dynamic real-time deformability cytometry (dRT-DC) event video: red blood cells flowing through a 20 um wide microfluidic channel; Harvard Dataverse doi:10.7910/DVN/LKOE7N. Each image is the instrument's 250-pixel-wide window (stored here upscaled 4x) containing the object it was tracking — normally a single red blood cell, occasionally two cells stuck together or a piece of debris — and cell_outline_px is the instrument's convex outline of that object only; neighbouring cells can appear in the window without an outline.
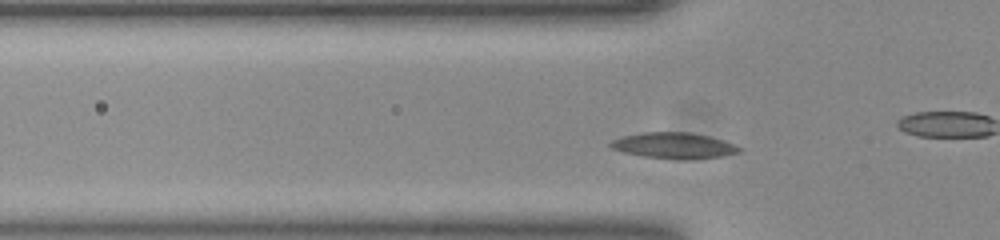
{"species": "common noctule bat (a hibernating species)", "species_latin": "Nyctalus noctula", "temperature_condition": "room temperature", "stored_images_in_passage": 34, "camera_frame_rate_fps": 3000, "um_per_image_px": 0.085, "animal": {"sex": "female", "body_mass_g": 23.0, "forearm_length_mm": 53.4}, "frame": {"image": 1, "passage_image": 6, "time_ms": 1.667, "image_size_px": [1000, 240], "cell_outline_px": [[740, 152], [724, 156], [684, 160], [680, 160], [644, 156], [624, 152], [612, 148], [608, 144], [612, 140], [624, 136], [644, 132], [692, 132], [724, 140], [740, 148]], "centroid_in_image_um": [57.29, 12.37], "position_along_channel_um": 68.5, "area_um2": 19.36}}
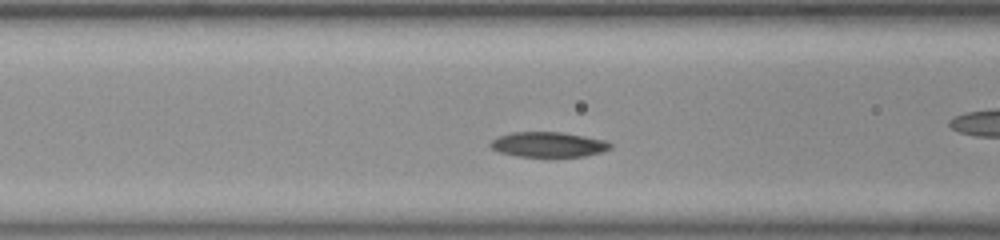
{"frame": {"image": 2, "passage_image": 10, "time_ms": 3.0, "image_size_px": [1000, 240], "cell_outline_px": [[612, 148], [600, 152], [584, 156], [516, 156], [500, 152], [492, 148], [488, 144], [496, 136], [512, 132], [560, 132], [608, 140], [612, 144]], "centroid_in_image_um": [46.6, 12.27], "position_along_channel_um": 120.0, "area_um2": 17.51}}
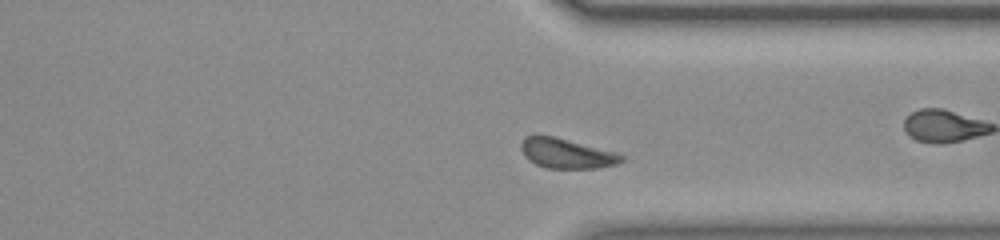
{"frame": {"image": 3, "passage_image": 29, "time_ms": 9.333, "image_size_px": [1000, 240], "cell_outline_px": [[624, 160], [616, 164], [596, 168], [544, 168], [528, 160], [524, 156], [520, 148], [520, 144], [524, 136], [536, 132], [616, 152], [624, 156]], "centroid_in_image_um": [48.07, 13.01], "position_along_channel_um": 363.3, "area_um2": 17.74}, "authors_computed_cell_mechanics": {"area_um2": 17.8891, "velocity_mm_per_s": 3.8452, "shape_relaxation_time_tau1_ms": 3.2022, "shape_relaxation_time_tau2_ms": 6.725, "deformation_change_tau1": 0.0958, "deformation_change_tau2": 0.1336}}